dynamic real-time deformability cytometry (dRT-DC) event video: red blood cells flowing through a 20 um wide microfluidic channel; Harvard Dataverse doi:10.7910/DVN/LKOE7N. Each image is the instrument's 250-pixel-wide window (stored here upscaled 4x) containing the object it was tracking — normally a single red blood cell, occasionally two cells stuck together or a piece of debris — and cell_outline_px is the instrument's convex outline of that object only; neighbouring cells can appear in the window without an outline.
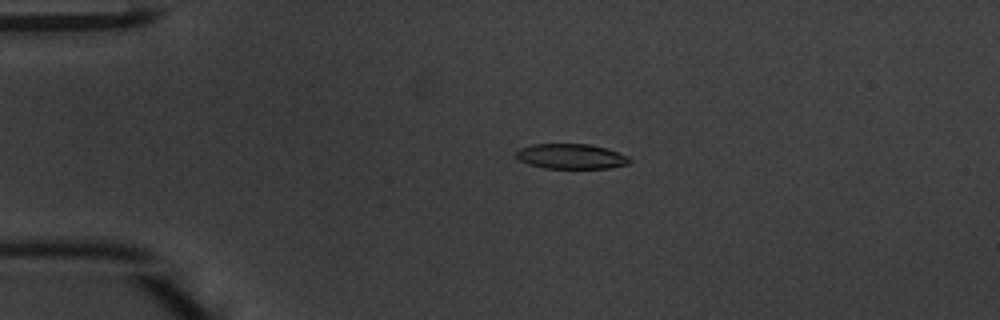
{"species": "common noctule bat (a hibernating species)", "species_latin": "Nyctalus noctula", "temperature_condition": "warm", "stored_images_in_passage": 46, "camera_frame_rate_fps": 3000, "um_per_image_px": 0.085, "animal": {"sex": "male", "body_mass_g": 20.1, "forearm_length_mm": 53.5}, "frame": {"image": 1, "passage_image": 9, "time_ms": 2.667, "image_size_px": [1000, 320], "cell_outline_px": [[632, 160], [628, 164], [608, 168], [544, 168], [528, 164], [520, 160], [516, 156], [516, 148], [532, 144], [588, 144], [604, 148], [628, 156]], "centroid_in_image_um": [48.49, 13.29], "position_along_channel_um": 36.5, "area_um2": 16.53}}
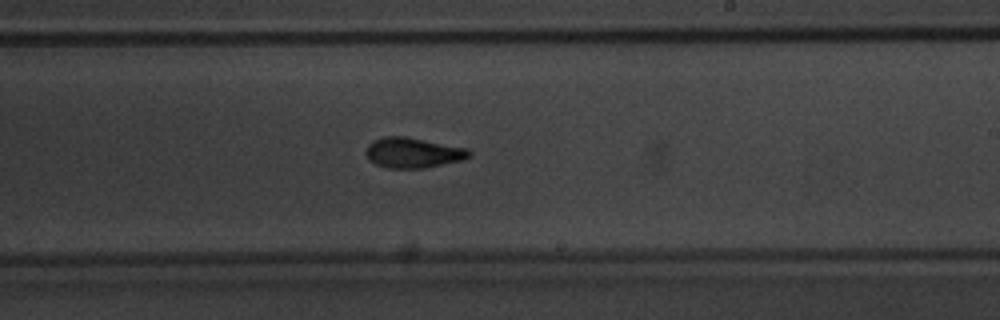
{"frame": {"image": 2, "passage_image": 27, "time_ms": 8.667, "image_size_px": [1000, 320], "cell_outline_px": [[472, 156], [460, 160], [424, 168], [388, 168], [376, 164], [368, 160], [364, 152], [368, 144], [372, 140], [384, 136], [404, 136], [468, 148], [472, 152]], "centroid_in_image_um": [35.07, 12.97], "position_along_channel_um": 253.9, "area_um2": 18.32}}
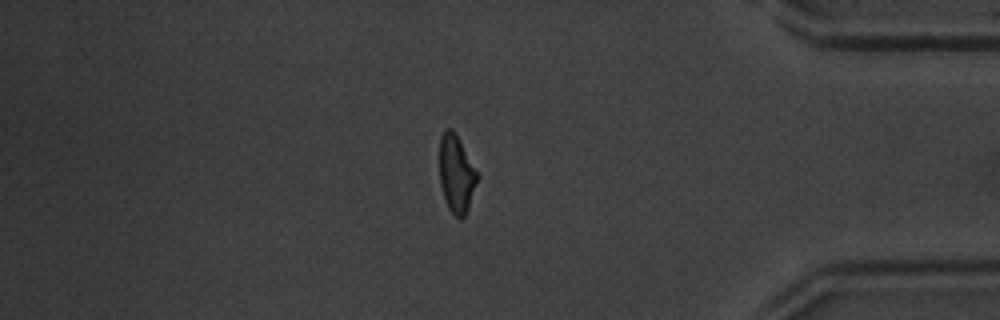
{"frame": {"image": 3, "passage_image": 39, "time_ms": 12.667, "image_size_px": [1000, 320], "cell_outline_px": [[480, 176], [468, 208], [464, 216], [460, 220], [448, 208], [440, 184], [440, 136], [444, 128], [452, 128], [456, 132]], "centroid_in_image_um": [38.81, 14.73], "position_along_channel_um": 396.4, "area_um2": 17.28}, "authors_computed_cell_mechanics": {"area_um2": 17.5134, "velocity_mm_per_s": 4.2664, "shape_relaxation_time_tau1_ms": 2.998, "shape_relaxation_time_tau2_ms": 2.0749, "deformation_change_tau1": 0.1418, "deformation_change_tau2": 0.0922}}